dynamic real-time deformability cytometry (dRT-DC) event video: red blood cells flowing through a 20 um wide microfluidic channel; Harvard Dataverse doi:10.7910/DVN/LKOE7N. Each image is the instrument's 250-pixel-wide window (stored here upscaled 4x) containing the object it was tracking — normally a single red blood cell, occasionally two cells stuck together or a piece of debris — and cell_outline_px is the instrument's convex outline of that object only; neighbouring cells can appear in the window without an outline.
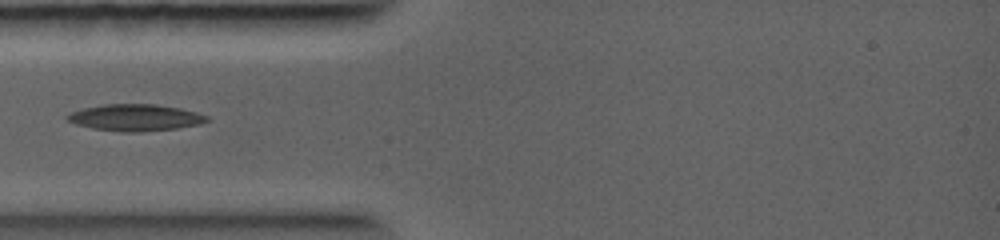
{"species": "common noctule bat (a hibernating species)", "species_latin": "Nyctalus noctula", "temperature_condition": "warm", "stored_images_in_passage": 21, "camera_frame_rate_fps": 5000, "um_per_image_px": 0.085, "animal": {"sex": "female", "body_mass_g": 19.0, "forearm_length_mm": 56.7}, "frame": {"image": 1, "passage_image": 1, "time_ms": 0.0, "image_size_px": [1000, 240], "cell_outline_px": [[208, 120], [200, 124], [176, 128], [140, 132], [120, 132], [92, 128], [76, 124], [68, 120], [64, 116], [72, 112], [84, 108], [104, 104], [156, 104], [180, 108], [196, 112], [208, 116]], "centroid_in_image_um": [11.49, 9.99], "position_along_channel_um": 73.5, "area_um2": 21.62}}
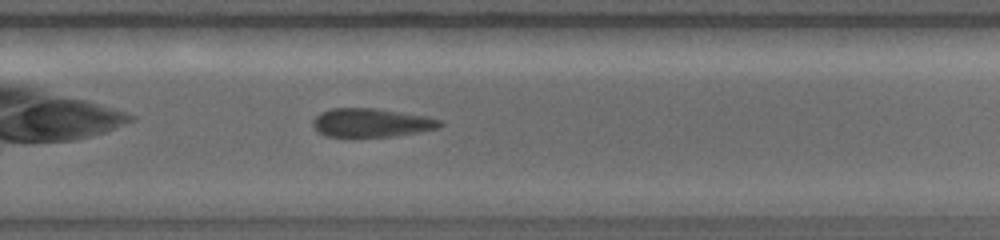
{"frame": {"image": 2, "passage_image": 15, "time_ms": 3.8, "image_size_px": [1000, 240], "cell_outline_px": [[444, 124], [436, 128], [420, 132], [392, 136], [352, 140], [324, 136], [316, 132], [312, 124], [312, 120], [320, 112], [328, 108], [380, 108], [428, 116], [440, 120]], "centroid_in_image_um": [31.48, 10.47], "position_along_channel_um": 298.3, "area_um2": 22.43}}